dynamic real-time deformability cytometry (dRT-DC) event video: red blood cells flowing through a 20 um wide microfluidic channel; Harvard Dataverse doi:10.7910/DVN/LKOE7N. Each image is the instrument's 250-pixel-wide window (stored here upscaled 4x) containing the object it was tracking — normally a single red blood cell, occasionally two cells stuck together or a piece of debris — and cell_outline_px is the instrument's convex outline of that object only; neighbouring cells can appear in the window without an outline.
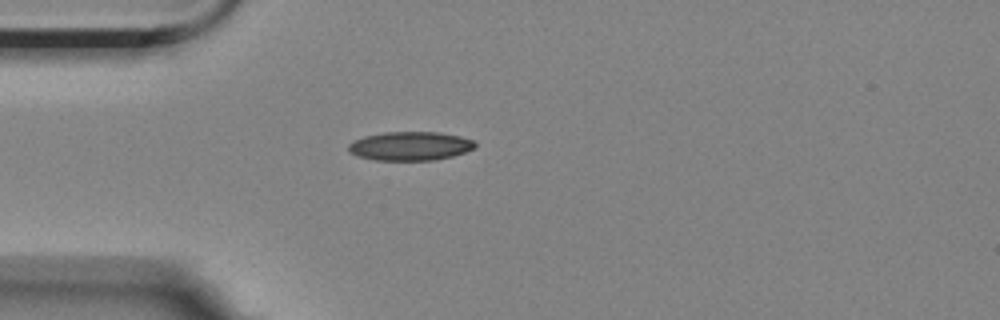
{"species": "Egyptian fruit bat (a non-hibernating species)", "species_latin": "Rousettus aegyptiacus", "temperature_condition": "room temperature", "stored_images_in_passage": 2, "camera_frame_rate_fps": 3000, "um_per_image_px": 0.085, "animal": {"sex": "female"}, "frame": {"image": 1, "passage_image": 1, "time_ms": 0.0, "image_size_px": [1000, 320], "cell_outline_px": [[476, 148], [452, 156], [432, 160], [376, 160], [356, 156], [348, 152], [348, 144], [352, 140], [364, 136], [384, 132], [440, 132], [460, 136], [472, 140], [476, 144]], "centroid_in_image_um": [34.82, 12.41], "position_along_channel_um": 50.2, "area_um2": 21.39}}